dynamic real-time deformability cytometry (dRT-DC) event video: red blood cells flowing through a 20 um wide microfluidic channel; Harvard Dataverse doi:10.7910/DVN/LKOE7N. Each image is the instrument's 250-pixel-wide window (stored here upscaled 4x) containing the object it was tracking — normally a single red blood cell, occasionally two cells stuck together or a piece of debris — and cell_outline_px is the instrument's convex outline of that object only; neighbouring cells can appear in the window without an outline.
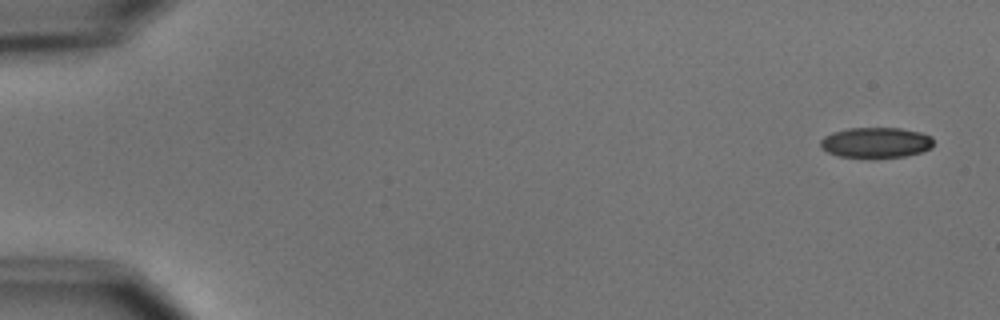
{"species": "common noctule bat (a hibernating species)", "species_latin": "Nyctalus noctula", "temperature_condition": "cold", "stored_images_in_passage": 5, "camera_frame_rate_fps": 3000, "um_per_image_px": 0.085, "animal": {"sex": "male", "body_mass_g": 15.6}, "frame": {"image": 1, "passage_image": 1, "time_ms": 0.0, "image_size_px": [1000, 320], "cell_outline_px": [[932, 148], [920, 152], [904, 156], [872, 160], [840, 156], [828, 152], [820, 148], [820, 140], [824, 136], [832, 132], [848, 128], [900, 128], [920, 132], [932, 136]], "centroid_in_image_um": [74.42, 12.15], "position_along_channel_um": 10.6, "area_um2": 20.63}}
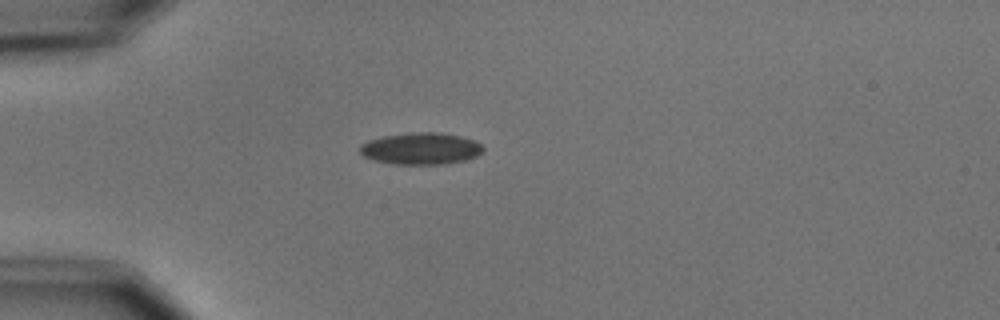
{"frame": {"image": 2, "passage_image": 5, "time_ms": 4.333, "image_size_px": [1000, 320], "cell_outline_px": [[484, 148], [476, 156], [464, 160], [444, 164], [392, 164], [372, 160], [364, 156], [360, 152], [360, 144], [368, 140], [384, 136], [412, 132], [436, 132], [460, 136], [476, 140]], "centroid_in_image_um": [35.75, 12.63], "position_along_channel_um": 49.3, "area_um2": 22.83}}